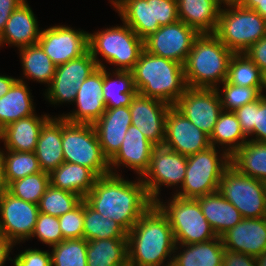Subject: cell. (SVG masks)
Listing matches in <instances>:
<instances>
[{"instance_id": "6da1fadb", "label": "cell", "mask_w": 266, "mask_h": 266, "mask_svg": "<svg viewBox=\"0 0 266 266\" xmlns=\"http://www.w3.org/2000/svg\"><path fill=\"white\" fill-rule=\"evenodd\" d=\"M122 175L98 177L84 200L104 217L116 221L127 233L153 205L141 177L125 180Z\"/></svg>"}, {"instance_id": "7a4b0ae2", "label": "cell", "mask_w": 266, "mask_h": 266, "mask_svg": "<svg viewBox=\"0 0 266 266\" xmlns=\"http://www.w3.org/2000/svg\"><path fill=\"white\" fill-rule=\"evenodd\" d=\"M174 250L170 222L153 203L127 233L128 266H171Z\"/></svg>"}, {"instance_id": "3957f363", "label": "cell", "mask_w": 266, "mask_h": 266, "mask_svg": "<svg viewBox=\"0 0 266 266\" xmlns=\"http://www.w3.org/2000/svg\"><path fill=\"white\" fill-rule=\"evenodd\" d=\"M134 86L145 97L174 106L184 94L187 84L182 64L143 50L132 70Z\"/></svg>"}, {"instance_id": "277c9868", "label": "cell", "mask_w": 266, "mask_h": 266, "mask_svg": "<svg viewBox=\"0 0 266 266\" xmlns=\"http://www.w3.org/2000/svg\"><path fill=\"white\" fill-rule=\"evenodd\" d=\"M233 55L214 34H199L183 65L187 87H221Z\"/></svg>"}, {"instance_id": "5b68a950", "label": "cell", "mask_w": 266, "mask_h": 266, "mask_svg": "<svg viewBox=\"0 0 266 266\" xmlns=\"http://www.w3.org/2000/svg\"><path fill=\"white\" fill-rule=\"evenodd\" d=\"M123 25L88 33V47L98 67L105 68L99 53L114 70L132 71L144 50V41L124 21Z\"/></svg>"}, {"instance_id": "8992f818", "label": "cell", "mask_w": 266, "mask_h": 266, "mask_svg": "<svg viewBox=\"0 0 266 266\" xmlns=\"http://www.w3.org/2000/svg\"><path fill=\"white\" fill-rule=\"evenodd\" d=\"M214 35L234 53L245 52L266 36V20L256 11L224 0ZM226 7V8H225Z\"/></svg>"}, {"instance_id": "52a82bcc", "label": "cell", "mask_w": 266, "mask_h": 266, "mask_svg": "<svg viewBox=\"0 0 266 266\" xmlns=\"http://www.w3.org/2000/svg\"><path fill=\"white\" fill-rule=\"evenodd\" d=\"M229 165L230 156L214 146L187 156L184 183L174 194L180 198L197 199L217 192L223 172Z\"/></svg>"}, {"instance_id": "ba28073f", "label": "cell", "mask_w": 266, "mask_h": 266, "mask_svg": "<svg viewBox=\"0 0 266 266\" xmlns=\"http://www.w3.org/2000/svg\"><path fill=\"white\" fill-rule=\"evenodd\" d=\"M155 204L167 216L175 244L201 243L218 237L196 199L180 198L172 194L169 201L163 203L160 197Z\"/></svg>"}, {"instance_id": "9c48e42d", "label": "cell", "mask_w": 266, "mask_h": 266, "mask_svg": "<svg viewBox=\"0 0 266 266\" xmlns=\"http://www.w3.org/2000/svg\"><path fill=\"white\" fill-rule=\"evenodd\" d=\"M120 19L144 41L179 20L177 0H109Z\"/></svg>"}, {"instance_id": "30bf717a", "label": "cell", "mask_w": 266, "mask_h": 266, "mask_svg": "<svg viewBox=\"0 0 266 266\" xmlns=\"http://www.w3.org/2000/svg\"><path fill=\"white\" fill-rule=\"evenodd\" d=\"M62 148L64 162L88 167L98 177L111 174L93 124L70 123L62 117Z\"/></svg>"}, {"instance_id": "8fae6325", "label": "cell", "mask_w": 266, "mask_h": 266, "mask_svg": "<svg viewBox=\"0 0 266 266\" xmlns=\"http://www.w3.org/2000/svg\"><path fill=\"white\" fill-rule=\"evenodd\" d=\"M218 192L243 218L266 217V183L240 173L231 164L223 172Z\"/></svg>"}, {"instance_id": "7c38bea8", "label": "cell", "mask_w": 266, "mask_h": 266, "mask_svg": "<svg viewBox=\"0 0 266 266\" xmlns=\"http://www.w3.org/2000/svg\"><path fill=\"white\" fill-rule=\"evenodd\" d=\"M187 156L156 146L152 150L149 169L141 177L148 196L153 203L159 200L162 186H177L179 189L185 180Z\"/></svg>"}, {"instance_id": "4fadbf2b", "label": "cell", "mask_w": 266, "mask_h": 266, "mask_svg": "<svg viewBox=\"0 0 266 266\" xmlns=\"http://www.w3.org/2000/svg\"><path fill=\"white\" fill-rule=\"evenodd\" d=\"M38 214V204L16 198L5 190L0 201V236L13 247L28 241L34 231Z\"/></svg>"}, {"instance_id": "5bb4252c", "label": "cell", "mask_w": 266, "mask_h": 266, "mask_svg": "<svg viewBox=\"0 0 266 266\" xmlns=\"http://www.w3.org/2000/svg\"><path fill=\"white\" fill-rule=\"evenodd\" d=\"M98 68L89 50L79 58L58 65L45 98L54 105L74 103L79 85Z\"/></svg>"}, {"instance_id": "9a60e30c", "label": "cell", "mask_w": 266, "mask_h": 266, "mask_svg": "<svg viewBox=\"0 0 266 266\" xmlns=\"http://www.w3.org/2000/svg\"><path fill=\"white\" fill-rule=\"evenodd\" d=\"M199 33L184 22L161 26L144 40V50L155 56L168 58L184 65Z\"/></svg>"}, {"instance_id": "2e32d148", "label": "cell", "mask_w": 266, "mask_h": 266, "mask_svg": "<svg viewBox=\"0 0 266 266\" xmlns=\"http://www.w3.org/2000/svg\"><path fill=\"white\" fill-rule=\"evenodd\" d=\"M174 107L209 137L222 112L221 100L216 88L187 87Z\"/></svg>"}, {"instance_id": "e0dca14e", "label": "cell", "mask_w": 266, "mask_h": 266, "mask_svg": "<svg viewBox=\"0 0 266 266\" xmlns=\"http://www.w3.org/2000/svg\"><path fill=\"white\" fill-rule=\"evenodd\" d=\"M88 33L66 25L41 30L38 44L56 65L81 57L88 50Z\"/></svg>"}, {"instance_id": "ac0fdd59", "label": "cell", "mask_w": 266, "mask_h": 266, "mask_svg": "<svg viewBox=\"0 0 266 266\" xmlns=\"http://www.w3.org/2000/svg\"><path fill=\"white\" fill-rule=\"evenodd\" d=\"M163 146L169 150L189 156L207 149L209 136L198 129L188 118L171 106L166 116Z\"/></svg>"}, {"instance_id": "d6986e66", "label": "cell", "mask_w": 266, "mask_h": 266, "mask_svg": "<svg viewBox=\"0 0 266 266\" xmlns=\"http://www.w3.org/2000/svg\"><path fill=\"white\" fill-rule=\"evenodd\" d=\"M170 107L166 102L137 93L129 106L131 125L137 127L155 146H163Z\"/></svg>"}, {"instance_id": "ffe728a7", "label": "cell", "mask_w": 266, "mask_h": 266, "mask_svg": "<svg viewBox=\"0 0 266 266\" xmlns=\"http://www.w3.org/2000/svg\"><path fill=\"white\" fill-rule=\"evenodd\" d=\"M103 68H98L80 85L72 113L61 115L70 123L94 124L106 111L103 99Z\"/></svg>"}, {"instance_id": "44dd1931", "label": "cell", "mask_w": 266, "mask_h": 266, "mask_svg": "<svg viewBox=\"0 0 266 266\" xmlns=\"http://www.w3.org/2000/svg\"><path fill=\"white\" fill-rule=\"evenodd\" d=\"M155 147L137 127L130 125L120 149L109 160L111 174L121 175L116 169L124 166L133 169L142 177L149 169L152 150Z\"/></svg>"}, {"instance_id": "7402d4cb", "label": "cell", "mask_w": 266, "mask_h": 266, "mask_svg": "<svg viewBox=\"0 0 266 266\" xmlns=\"http://www.w3.org/2000/svg\"><path fill=\"white\" fill-rule=\"evenodd\" d=\"M225 249L257 256L266 251V217L243 218L221 236Z\"/></svg>"}, {"instance_id": "603a6c76", "label": "cell", "mask_w": 266, "mask_h": 266, "mask_svg": "<svg viewBox=\"0 0 266 266\" xmlns=\"http://www.w3.org/2000/svg\"><path fill=\"white\" fill-rule=\"evenodd\" d=\"M131 125L129 106L109 108L93 124L103 155L110 160L120 149Z\"/></svg>"}, {"instance_id": "cb8c5ba5", "label": "cell", "mask_w": 266, "mask_h": 266, "mask_svg": "<svg viewBox=\"0 0 266 266\" xmlns=\"http://www.w3.org/2000/svg\"><path fill=\"white\" fill-rule=\"evenodd\" d=\"M40 34L37 18L26 0L10 15L0 35V47L8 44L20 49L35 45L38 43Z\"/></svg>"}, {"instance_id": "d4e9b609", "label": "cell", "mask_w": 266, "mask_h": 266, "mask_svg": "<svg viewBox=\"0 0 266 266\" xmlns=\"http://www.w3.org/2000/svg\"><path fill=\"white\" fill-rule=\"evenodd\" d=\"M50 117L49 114H34L5 126L0 130V141L4 142L5 147L3 150L34 152L40 130Z\"/></svg>"}, {"instance_id": "484cf974", "label": "cell", "mask_w": 266, "mask_h": 266, "mask_svg": "<svg viewBox=\"0 0 266 266\" xmlns=\"http://www.w3.org/2000/svg\"><path fill=\"white\" fill-rule=\"evenodd\" d=\"M51 116L42 126L35 148L40 169L50 174L64 162L62 116Z\"/></svg>"}, {"instance_id": "4316f807", "label": "cell", "mask_w": 266, "mask_h": 266, "mask_svg": "<svg viewBox=\"0 0 266 266\" xmlns=\"http://www.w3.org/2000/svg\"><path fill=\"white\" fill-rule=\"evenodd\" d=\"M224 0H177L179 20L199 34H214Z\"/></svg>"}, {"instance_id": "83f0119b", "label": "cell", "mask_w": 266, "mask_h": 266, "mask_svg": "<svg viewBox=\"0 0 266 266\" xmlns=\"http://www.w3.org/2000/svg\"><path fill=\"white\" fill-rule=\"evenodd\" d=\"M224 250L221 237L188 245L175 244L171 266H222Z\"/></svg>"}, {"instance_id": "f1b7e54d", "label": "cell", "mask_w": 266, "mask_h": 266, "mask_svg": "<svg viewBox=\"0 0 266 266\" xmlns=\"http://www.w3.org/2000/svg\"><path fill=\"white\" fill-rule=\"evenodd\" d=\"M196 200L199 202L205 219L218 237L243 219L236 207L218 191L198 197Z\"/></svg>"}, {"instance_id": "f546056e", "label": "cell", "mask_w": 266, "mask_h": 266, "mask_svg": "<svg viewBox=\"0 0 266 266\" xmlns=\"http://www.w3.org/2000/svg\"><path fill=\"white\" fill-rule=\"evenodd\" d=\"M23 79L26 78L18 79L0 98V130L14 121L36 114L32 93Z\"/></svg>"}, {"instance_id": "4dcf8cb0", "label": "cell", "mask_w": 266, "mask_h": 266, "mask_svg": "<svg viewBox=\"0 0 266 266\" xmlns=\"http://www.w3.org/2000/svg\"><path fill=\"white\" fill-rule=\"evenodd\" d=\"M49 177L52 186L75 193L82 199L91 191L98 178L88 167L70 162H63Z\"/></svg>"}, {"instance_id": "1f68e13d", "label": "cell", "mask_w": 266, "mask_h": 266, "mask_svg": "<svg viewBox=\"0 0 266 266\" xmlns=\"http://www.w3.org/2000/svg\"><path fill=\"white\" fill-rule=\"evenodd\" d=\"M106 68H103L102 86L106 109L130 106L138 93L134 86L132 71L113 70L111 73Z\"/></svg>"}, {"instance_id": "d6a6232c", "label": "cell", "mask_w": 266, "mask_h": 266, "mask_svg": "<svg viewBox=\"0 0 266 266\" xmlns=\"http://www.w3.org/2000/svg\"><path fill=\"white\" fill-rule=\"evenodd\" d=\"M87 266H128L127 238L87 241Z\"/></svg>"}, {"instance_id": "836d02e7", "label": "cell", "mask_w": 266, "mask_h": 266, "mask_svg": "<svg viewBox=\"0 0 266 266\" xmlns=\"http://www.w3.org/2000/svg\"><path fill=\"white\" fill-rule=\"evenodd\" d=\"M240 173L266 183V143L247 140L231 157Z\"/></svg>"}, {"instance_id": "e575fe53", "label": "cell", "mask_w": 266, "mask_h": 266, "mask_svg": "<svg viewBox=\"0 0 266 266\" xmlns=\"http://www.w3.org/2000/svg\"><path fill=\"white\" fill-rule=\"evenodd\" d=\"M247 140L236 114L222 111L209 137L210 145L217 146L218 149L221 146V149L231 157Z\"/></svg>"}, {"instance_id": "d590c367", "label": "cell", "mask_w": 266, "mask_h": 266, "mask_svg": "<svg viewBox=\"0 0 266 266\" xmlns=\"http://www.w3.org/2000/svg\"><path fill=\"white\" fill-rule=\"evenodd\" d=\"M23 69V77L33 81L48 84L53 80L56 72V65L37 43L18 49Z\"/></svg>"}, {"instance_id": "8d00e7d4", "label": "cell", "mask_w": 266, "mask_h": 266, "mask_svg": "<svg viewBox=\"0 0 266 266\" xmlns=\"http://www.w3.org/2000/svg\"><path fill=\"white\" fill-rule=\"evenodd\" d=\"M0 165L5 187L15 180L42 171L34 152L3 151L0 149Z\"/></svg>"}, {"instance_id": "74e56055", "label": "cell", "mask_w": 266, "mask_h": 266, "mask_svg": "<svg viewBox=\"0 0 266 266\" xmlns=\"http://www.w3.org/2000/svg\"><path fill=\"white\" fill-rule=\"evenodd\" d=\"M83 238L86 241L127 238V232L116 221L104 217L84 200Z\"/></svg>"}, {"instance_id": "f35d334b", "label": "cell", "mask_w": 266, "mask_h": 266, "mask_svg": "<svg viewBox=\"0 0 266 266\" xmlns=\"http://www.w3.org/2000/svg\"><path fill=\"white\" fill-rule=\"evenodd\" d=\"M227 81L244 87H262L263 72L244 53H234L229 63Z\"/></svg>"}, {"instance_id": "ab89813d", "label": "cell", "mask_w": 266, "mask_h": 266, "mask_svg": "<svg viewBox=\"0 0 266 266\" xmlns=\"http://www.w3.org/2000/svg\"><path fill=\"white\" fill-rule=\"evenodd\" d=\"M49 185V174L41 171L11 182L6 187V190L16 198L33 204H39L42 195L46 192Z\"/></svg>"}, {"instance_id": "60d3db41", "label": "cell", "mask_w": 266, "mask_h": 266, "mask_svg": "<svg viewBox=\"0 0 266 266\" xmlns=\"http://www.w3.org/2000/svg\"><path fill=\"white\" fill-rule=\"evenodd\" d=\"M52 266H87V241L66 239L51 249Z\"/></svg>"}, {"instance_id": "b9f144b4", "label": "cell", "mask_w": 266, "mask_h": 266, "mask_svg": "<svg viewBox=\"0 0 266 266\" xmlns=\"http://www.w3.org/2000/svg\"><path fill=\"white\" fill-rule=\"evenodd\" d=\"M82 200L79 195L50 184L38 204L39 212L59 217L74 209Z\"/></svg>"}, {"instance_id": "7bdbcfd3", "label": "cell", "mask_w": 266, "mask_h": 266, "mask_svg": "<svg viewBox=\"0 0 266 266\" xmlns=\"http://www.w3.org/2000/svg\"><path fill=\"white\" fill-rule=\"evenodd\" d=\"M216 89L221 100L222 111L228 112H234L262 96V87H244L231 84L227 80L222 83L223 92L220 88Z\"/></svg>"}, {"instance_id": "ee69618b", "label": "cell", "mask_w": 266, "mask_h": 266, "mask_svg": "<svg viewBox=\"0 0 266 266\" xmlns=\"http://www.w3.org/2000/svg\"><path fill=\"white\" fill-rule=\"evenodd\" d=\"M37 237L38 241L49 247L59 244L63 241V235L60 229L59 218L39 212L34 231L31 235Z\"/></svg>"}, {"instance_id": "f6af8a7d", "label": "cell", "mask_w": 266, "mask_h": 266, "mask_svg": "<svg viewBox=\"0 0 266 266\" xmlns=\"http://www.w3.org/2000/svg\"><path fill=\"white\" fill-rule=\"evenodd\" d=\"M58 218L64 240L83 238L84 199L74 209Z\"/></svg>"}, {"instance_id": "bcb514c9", "label": "cell", "mask_w": 266, "mask_h": 266, "mask_svg": "<svg viewBox=\"0 0 266 266\" xmlns=\"http://www.w3.org/2000/svg\"><path fill=\"white\" fill-rule=\"evenodd\" d=\"M15 256L10 260L14 266H52L51 252L40 249L29 248Z\"/></svg>"}, {"instance_id": "7dc6e473", "label": "cell", "mask_w": 266, "mask_h": 266, "mask_svg": "<svg viewBox=\"0 0 266 266\" xmlns=\"http://www.w3.org/2000/svg\"><path fill=\"white\" fill-rule=\"evenodd\" d=\"M249 136L254 137L248 138L250 141L266 143V95L255 101L254 130Z\"/></svg>"}, {"instance_id": "c3c4849f", "label": "cell", "mask_w": 266, "mask_h": 266, "mask_svg": "<svg viewBox=\"0 0 266 266\" xmlns=\"http://www.w3.org/2000/svg\"><path fill=\"white\" fill-rule=\"evenodd\" d=\"M236 114L238 121L240 123V127L245 134V136L248 138V136L253 132L254 130V124H255V101L249 104H246L236 111H234Z\"/></svg>"}, {"instance_id": "681fc988", "label": "cell", "mask_w": 266, "mask_h": 266, "mask_svg": "<svg viewBox=\"0 0 266 266\" xmlns=\"http://www.w3.org/2000/svg\"><path fill=\"white\" fill-rule=\"evenodd\" d=\"M250 60H252L262 72L266 71V36L252 44L245 52H243Z\"/></svg>"}, {"instance_id": "f907efd6", "label": "cell", "mask_w": 266, "mask_h": 266, "mask_svg": "<svg viewBox=\"0 0 266 266\" xmlns=\"http://www.w3.org/2000/svg\"><path fill=\"white\" fill-rule=\"evenodd\" d=\"M222 266H256V261L254 256L225 249Z\"/></svg>"}, {"instance_id": "816d5d0a", "label": "cell", "mask_w": 266, "mask_h": 266, "mask_svg": "<svg viewBox=\"0 0 266 266\" xmlns=\"http://www.w3.org/2000/svg\"><path fill=\"white\" fill-rule=\"evenodd\" d=\"M26 0H0V35L12 12Z\"/></svg>"}, {"instance_id": "f5cc1de1", "label": "cell", "mask_w": 266, "mask_h": 266, "mask_svg": "<svg viewBox=\"0 0 266 266\" xmlns=\"http://www.w3.org/2000/svg\"><path fill=\"white\" fill-rule=\"evenodd\" d=\"M238 6L254 10L266 20V0H232Z\"/></svg>"}, {"instance_id": "db71d44e", "label": "cell", "mask_w": 266, "mask_h": 266, "mask_svg": "<svg viewBox=\"0 0 266 266\" xmlns=\"http://www.w3.org/2000/svg\"><path fill=\"white\" fill-rule=\"evenodd\" d=\"M13 249V245L5 238L0 236V266H4L5 262L11 260L10 252Z\"/></svg>"}, {"instance_id": "11a10c76", "label": "cell", "mask_w": 266, "mask_h": 266, "mask_svg": "<svg viewBox=\"0 0 266 266\" xmlns=\"http://www.w3.org/2000/svg\"><path fill=\"white\" fill-rule=\"evenodd\" d=\"M19 78L0 75V98L4 96Z\"/></svg>"}, {"instance_id": "9f6ffc18", "label": "cell", "mask_w": 266, "mask_h": 266, "mask_svg": "<svg viewBox=\"0 0 266 266\" xmlns=\"http://www.w3.org/2000/svg\"><path fill=\"white\" fill-rule=\"evenodd\" d=\"M256 266H266V251L255 256Z\"/></svg>"}, {"instance_id": "6f0895ef", "label": "cell", "mask_w": 266, "mask_h": 266, "mask_svg": "<svg viewBox=\"0 0 266 266\" xmlns=\"http://www.w3.org/2000/svg\"><path fill=\"white\" fill-rule=\"evenodd\" d=\"M5 190H6V187L3 182L2 170H1V165H0V201L2 198V194L4 193Z\"/></svg>"}, {"instance_id": "680465c9", "label": "cell", "mask_w": 266, "mask_h": 266, "mask_svg": "<svg viewBox=\"0 0 266 266\" xmlns=\"http://www.w3.org/2000/svg\"><path fill=\"white\" fill-rule=\"evenodd\" d=\"M263 89L266 90V71L263 72V86H262V92H261L262 95H264V94H263V93H264V92H263V91H264Z\"/></svg>"}]
</instances>
